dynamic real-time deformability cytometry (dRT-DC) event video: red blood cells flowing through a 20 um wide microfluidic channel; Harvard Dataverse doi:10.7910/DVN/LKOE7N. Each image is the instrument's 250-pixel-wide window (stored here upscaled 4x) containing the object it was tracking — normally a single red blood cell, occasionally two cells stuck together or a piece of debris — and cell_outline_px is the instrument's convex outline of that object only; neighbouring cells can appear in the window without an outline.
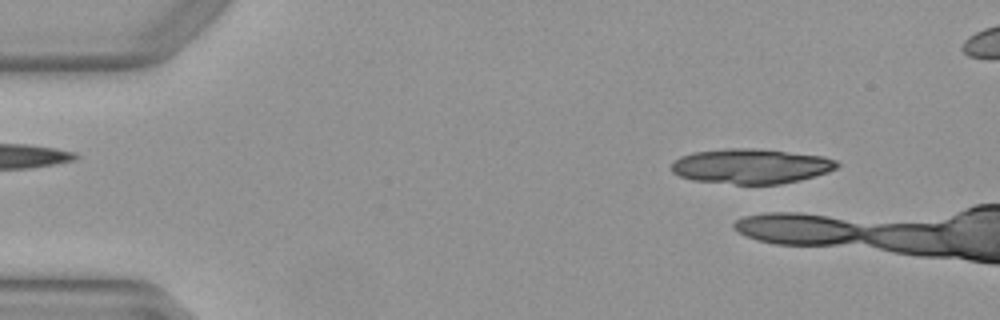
{"species": "Egyptian fruit bat (a non-hibernating species)", "species_latin": "Rousettus aegyptiacus", "temperature_condition": "warm", "stored_images_in_passage": 10, "camera_frame_rate_fps": 3000, "um_per_image_px": 0.085, "animal": {"sex": "female"}, "frame": {"image": 1, "passage_image": 6, "time_ms": 1.667, "image_size_px": [1000, 320], "cell_outline_px": [[840, 164], [836, 168], [828, 172], [800, 180], [780, 184], [736, 184], [692, 180], [680, 176], [672, 172], [672, 164], [680, 156], [696, 152], [724, 148], [752, 148], [824, 156], [836, 160]], "centroid_in_image_um": [63.85, 14.13], "position_along_channel_um": 21.2, "area_um2": 33.58}}